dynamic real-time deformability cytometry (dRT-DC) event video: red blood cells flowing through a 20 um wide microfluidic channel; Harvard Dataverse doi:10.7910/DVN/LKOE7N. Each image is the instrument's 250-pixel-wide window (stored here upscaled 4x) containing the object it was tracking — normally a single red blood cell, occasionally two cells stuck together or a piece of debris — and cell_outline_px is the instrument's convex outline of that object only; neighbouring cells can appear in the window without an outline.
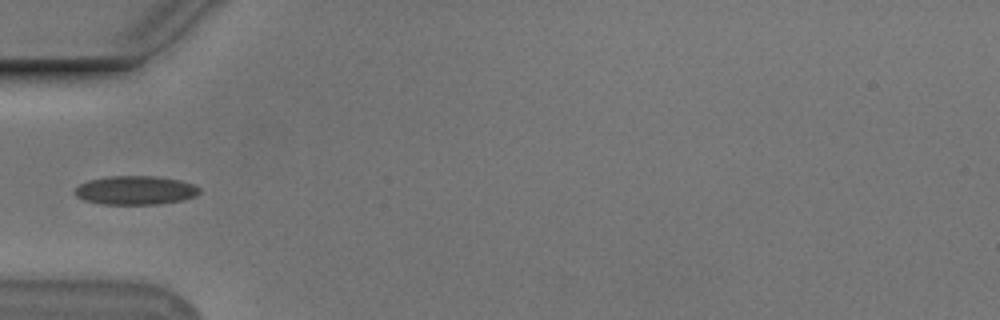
{"species": "Egyptian fruit bat (a non-hibernating species)", "species_latin": "Rousettus aegyptiacus", "temperature_condition": "cold", "stored_images_in_passage": 37, "camera_frame_rate_fps": 3000, "um_per_image_px": 0.085, "animal": {"sex": "male"}, "frame": {"image": 1, "passage_image": 1, "time_ms": 0.0, "image_size_px": [1000, 320], "cell_outline_px": [[200, 192], [196, 196], [184, 200], [160, 204], [104, 204], [84, 200], [76, 196], [72, 192], [80, 184], [88, 180], [108, 176], [156, 176], [180, 180], [192, 184], [200, 188]], "centroid_in_image_um": [11.51, 16.17], "position_along_channel_um": 73.5, "area_um2": 21.04}}
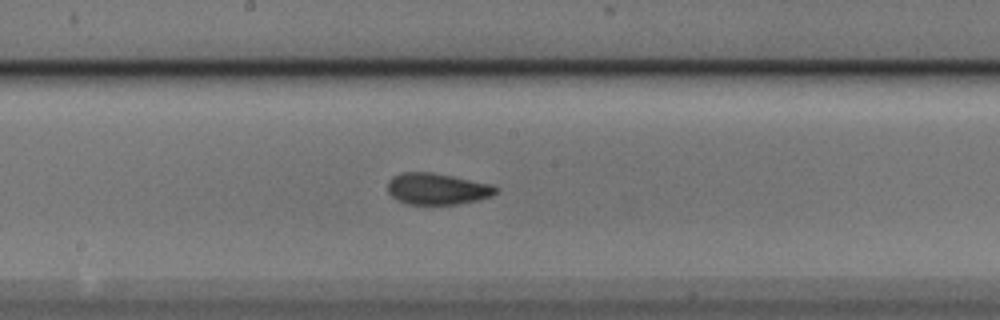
{"frame": {"image": 2, "passage_image": 12, "time_ms": 3.667, "image_size_px": [1000, 320], "cell_outline_px": [[500, 188], [492, 196], [480, 200], [456, 204], [408, 204], [396, 200], [388, 192], [388, 180], [392, 176], [400, 172], [432, 172], [492, 184]], "centroid_in_image_um": [37.16, 16.05], "position_along_channel_um": 211.0, "area_um2": 20.0}}
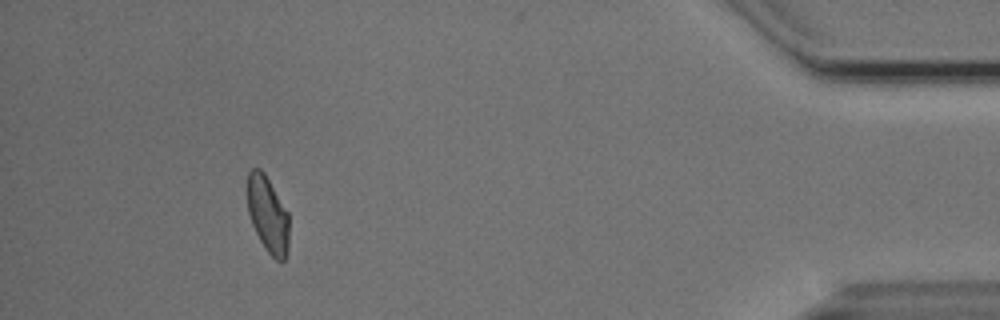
{"frame": {"image": 3, "passage_image": 33, "time_ms": 10.667, "image_size_px": [1000, 320], "cell_outline_px": [[288, 252], [284, 260], [276, 260], [268, 252], [260, 240], [252, 224], [248, 212], [248, 172], [252, 168], [260, 168], [264, 172], [288, 212]], "centroid_in_image_um": [22.77, 18.22], "position_along_channel_um": 412.4, "area_um2": 18.32}, "authors_computed_cell_mechanics": {"area_um2": 19.363, "velocity_mm_per_s": 3.7408, "shape_relaxation_time_tau1_ms": 8.5766, "shape_relaxation_time_tau2_ms": 2.1036, "deformation_change_tau1": 0.1716, "deformation_change_tau2": 0.0634}}